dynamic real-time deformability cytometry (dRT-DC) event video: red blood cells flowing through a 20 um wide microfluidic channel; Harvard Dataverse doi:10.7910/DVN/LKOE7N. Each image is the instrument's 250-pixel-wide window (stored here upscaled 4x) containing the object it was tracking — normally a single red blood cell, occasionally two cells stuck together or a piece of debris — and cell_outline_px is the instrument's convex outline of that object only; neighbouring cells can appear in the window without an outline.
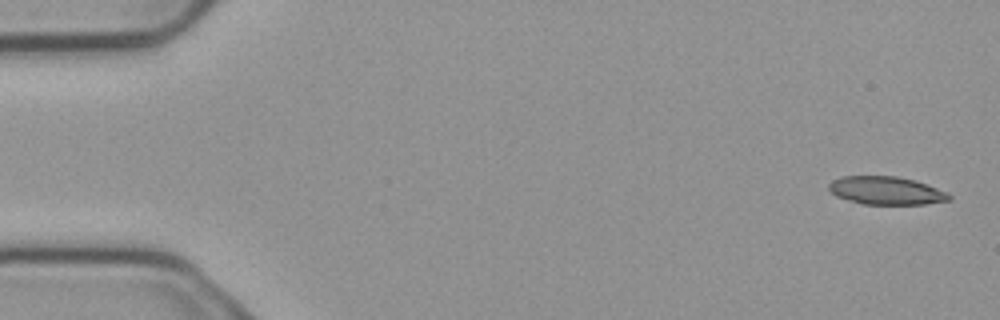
{"species": "common noctule bat (a hibernating species)", "species_latin": "Nyctalus noctula", "temperature_condition": "cold", "stored_images_in_passage": 4, "camera_frame_rate_fps": 3000, "um_per_image_px": 0.085, "animal": {"sex": "male", "body_mass_g": 23.1, "forearm_length_mm": 52.7}, "frame": {"image": 1, "passage_image": 1, "time_ms": 0.0, "image_size_px": [1000, 320], "cell_outline_px": [[952, 200], [924, 204], [864, 204], [836, 196], [828, 188], [828, 184], [832, 180], [840, 176], [896, 176], [912, 180], [948, 192], [952, 196]], "centroid_in_image_um": [75.32, 16.2], "position_along_channel_um": 9.7, "area_um2": 19.54}}
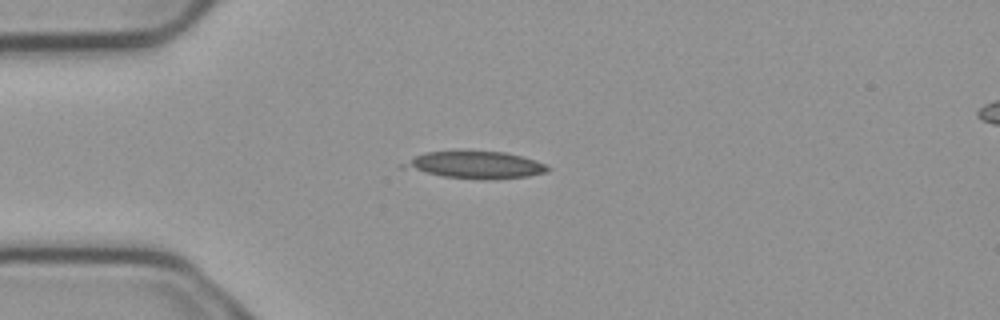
{"frame": {"image": 2, "passage_image": 4, "time_ms": 1.0, "image_size_px": [1000, 320], "cell_outline_px": [[552, 168], [548, 172], [528, 176], [444, 176], [400, 168], [400, 164], [424, 152], [504, 152], [536, 160], [548, 164]], "centroid_in_image_um": [40.4, 13.97], "position_along_channel_um": 44.6, "area_um2": 21.39}}